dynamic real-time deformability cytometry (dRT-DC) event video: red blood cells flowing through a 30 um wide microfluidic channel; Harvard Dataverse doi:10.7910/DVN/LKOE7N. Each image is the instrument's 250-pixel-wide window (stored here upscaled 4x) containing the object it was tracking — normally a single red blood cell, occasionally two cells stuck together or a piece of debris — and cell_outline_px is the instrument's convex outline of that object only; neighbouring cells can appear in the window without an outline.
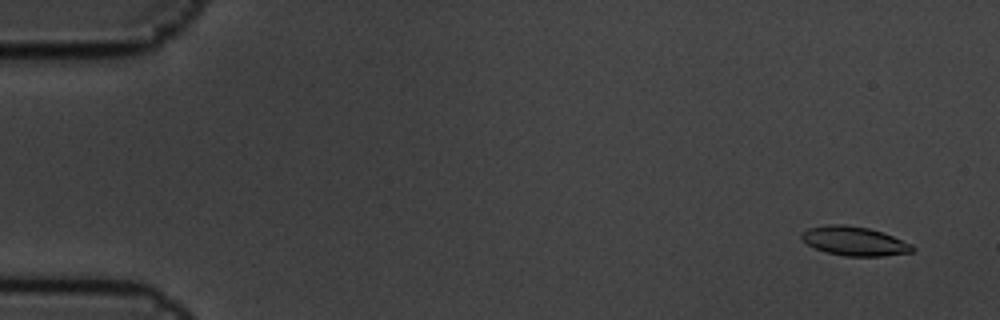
{"species": "common noctule bat (a hibernating species)", "species_latin": "Nyctalus noctula", "temperature_condition": "cold", "stored_images_in_passage": 5, "camera_frame_rate_fps": 3000, "um_per_image_px": 0.085, "animal": {"sex": "male", "body_mass_g": 19.5, "forearm_length_mm": 54.6}, "frame": {"image": 1, "passage_image": 1, "time_ms": 0.0, "image_size_px": [1000, 320], "cell_outline_px": [[916, 248], [912, 252], [884, 256], [844, 256], [828, 252], [816, 248], [808, 244], [800, 236], [808, 228], [828, 224], [844, 224], [868, 228], [892, 236], [912, 244]], "centroid_in_image_um": [72.65, 20.49], "position_along_channel_um": 12.4, "area_um2": 18.55}}